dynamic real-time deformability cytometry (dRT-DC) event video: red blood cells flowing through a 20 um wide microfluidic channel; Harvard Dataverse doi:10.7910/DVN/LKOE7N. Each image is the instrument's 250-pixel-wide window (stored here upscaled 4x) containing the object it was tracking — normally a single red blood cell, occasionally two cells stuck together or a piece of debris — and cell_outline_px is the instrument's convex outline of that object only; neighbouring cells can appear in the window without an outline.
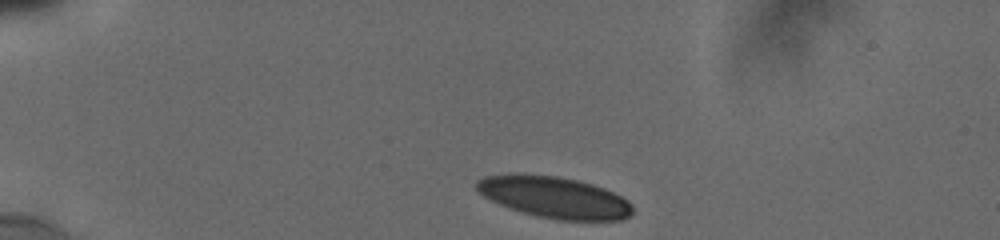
{"species": "human", "species_latin": "Homo sapiens", "temperature_condition": "cold", "stored_images_in_passage": 9, "camera_frame_rate_fps": 3000, "um_per_image_px": 0.085, "donor": {"sex": "male"}, "frame": {"image": 1, "passage_image": 1, "time_ms": 0.0, "image_size_px": [1000, 240], "cell_outline_px": [[632, 216], [624, 220], [556, 220], [536, 216], [520, 212], [508, 208], [484, 196], [476, 188], [476, 180], [484, 176], [520, 172], [556, 176], [576, 180], [592, 184], [604, 188], [628, 200], [632, 204]], "centroid_in_image_um": [47.11, 16.76], "position_along_channel_um": 37.9, "area_um2": 38.09}}
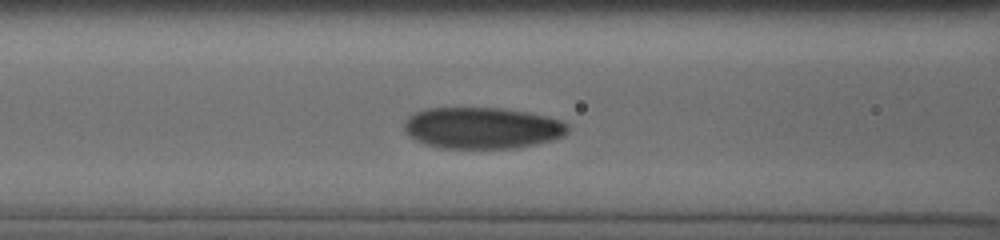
{"frame": {"image": 2, "passage_image": 7, "time_ms": 4.0, "image_size_px": [1000, 240], "cell_outline_px": [[568, 132], [564, 136], [552, 140], [536, 144], [516, 148], [440, 148], [424, 144], [408, 136], [404, 132], [404, 120], [412, 112], [424, 108], [496, 108], [524, 112], [544, 116], [560, 120], [568, 124]], "centroid_in_image_um": [40.92, 10.88], "position_along_channel_um": 125.7, "area_um2": 39.71}}
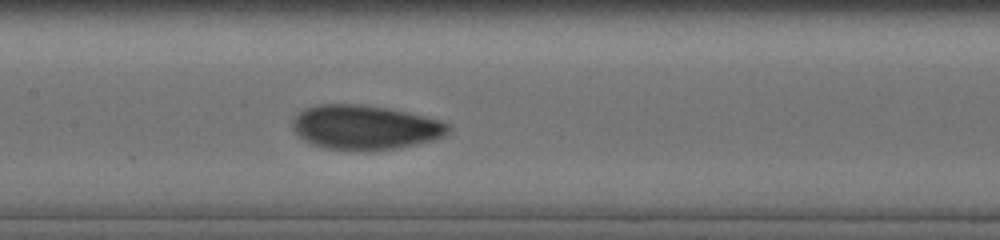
{"frame": {"image": 3, "passage_image": 9, "time_ms": 5.333, "image_size_px": [1000, 240], "cell_outline_px": [[452, 128], [444, 136], [432, 140], [416, 144], [396, 148], [368, 152], [356, 152], [324, 148], [312, 144], [304, 140], [292, 128], [292, 120], [304, 108], [316, 104], [360, 104], [384, 108], [404, 112], [440, 120], [452, 124]], "centroid_in_image_um": [31.01, 10.85], "position_along_channel_um": 176.4, "area_um2": 40.63}}